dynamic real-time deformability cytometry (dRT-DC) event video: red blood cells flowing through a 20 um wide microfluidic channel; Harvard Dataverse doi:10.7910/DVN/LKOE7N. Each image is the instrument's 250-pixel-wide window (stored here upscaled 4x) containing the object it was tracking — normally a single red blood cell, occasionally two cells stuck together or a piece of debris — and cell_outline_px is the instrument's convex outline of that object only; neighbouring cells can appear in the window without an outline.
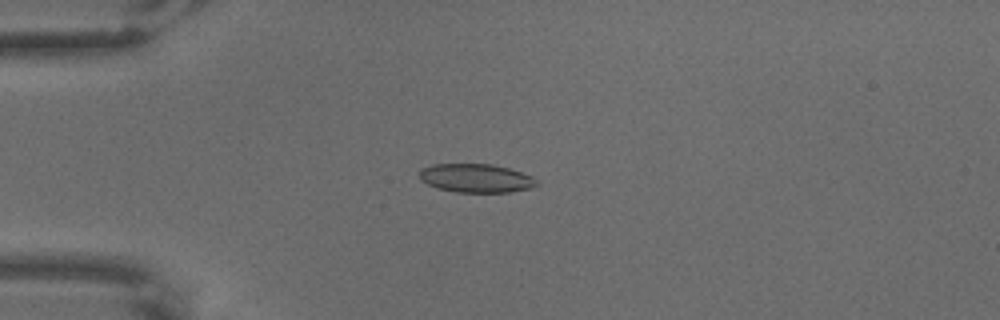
{"species": "common noctule bat (a hibernating species)", "species_latin": "Nyctalus noctula", "temperature_condition": "warm", "stored_images_in_passage": 2, "camera_frame_rate_fps": 3000, "um_per_image_px": 0.085, "animal": {"sex": "male", "body_mass_g": 18.8}, "frame": {"image": 1, "passage_image": 1, "time_ms": 0.0, "image_size_px": [1000, 320], "cell_outline_px": [[540, 184], [528, 188], [508, 192], [456, 192], [436, 188], [420, 180], [420, 172], [424, 168], [432, 164], [492, 164], [508, 168], [532, 176]], "centroid_in_image_um": [40.45, 15.14], "position_along_channel_um": 44.5, "area_um2": 19.42}}